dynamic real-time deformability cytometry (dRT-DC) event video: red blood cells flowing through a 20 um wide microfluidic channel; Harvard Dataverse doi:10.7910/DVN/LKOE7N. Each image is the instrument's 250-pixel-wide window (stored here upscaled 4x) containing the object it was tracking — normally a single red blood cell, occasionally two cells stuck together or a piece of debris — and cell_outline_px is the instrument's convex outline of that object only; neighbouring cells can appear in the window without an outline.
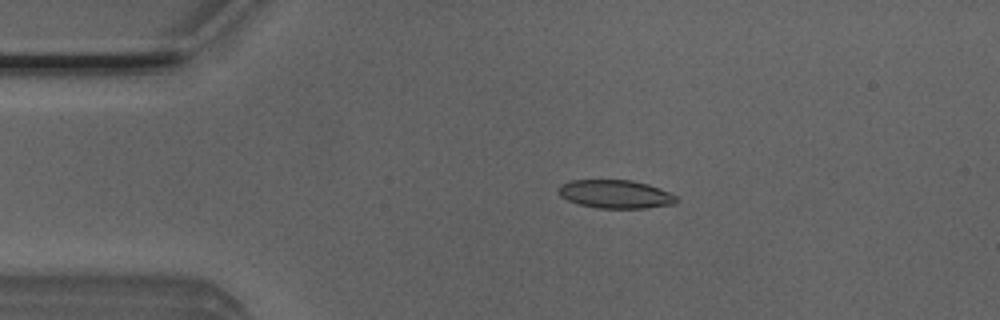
{"species": "Egyptian fruit bat (a non-hibernating species)", "species_latin": "Rousettus aegyptiacus", "temperature_condition": "room temperature", "stored_images_in_passage": 51, "camera_frame_rate_fps": 3000, "um_per_image_px": 0.085, "animal": {"sex": "male"}, "frame": {"image": 1, "passage_image": 10, "time_ms": 3.0, "image_size_px": [1000, 320], "cell_outline_px": [[680, 200], [676, 204], [644, 208], [596, 208], [580, 204], [568, 200], [560, 196], [556, 188], [560, 184], [568, 180], [632, 180], [648, 184], [660, 188], [676, 196]], "centroid_in_image_um": [52.31, 16.49], "position_along_channel_um": 32.7, "area_um2": 19.71}}
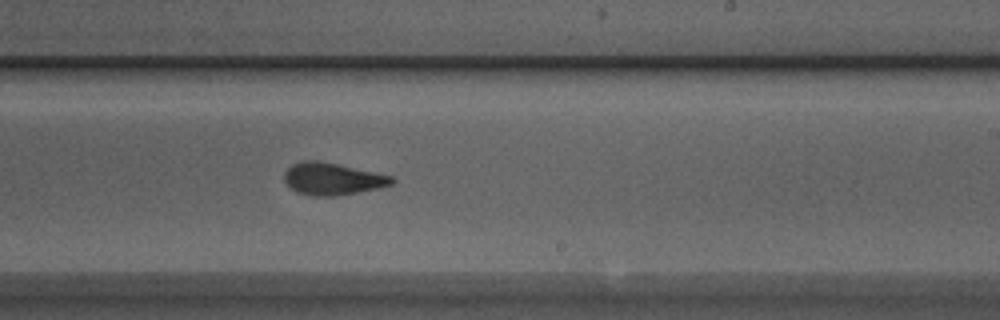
{"frame": {"image": 2, "passage_image": 30, "time_ms": 9.667, "image_size_px": [1000, 320], "cell_outline_px": [[396, 180], [392, 184], [376, 188], [336, 196], [312, 196], [296, 192], [284, 180], [284, 172], [292, 164], [300, 160], [320, 160], [392, 176]], "centroid_in_image_um": [28.22, 15.19], "position_along_channel_um": 260.8, "area_um2": 20.06}}
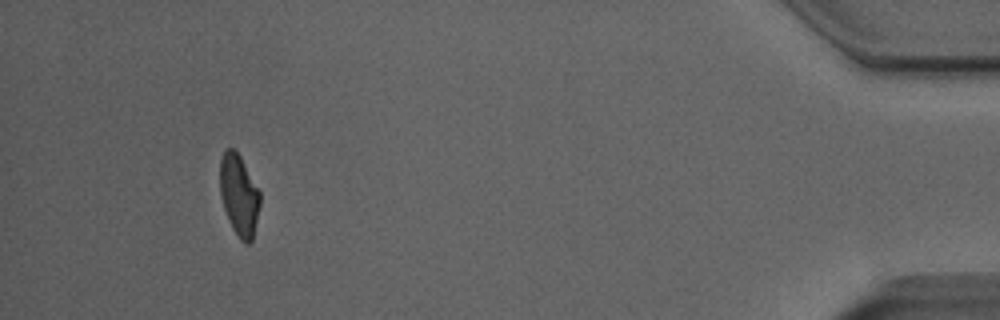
{"frame": {"image": 3, "passage_image": 47, "time_ms": 15.333, "image_size_px": [1000, 320], "cell_outline_px": [[260, 204], [252, 240], [248, 244], [244, 244], [240, 240], [232, 228], [224, 208], [220, 196], [220, 156], [224, 148], [232, 148], [240, 156], [260, 192]], "centroid_in_image_um": [20.3, 16.58], "position_along_channel_um": 414.9, "area_um2": 18.96}, "authors_computed_cell_mechanics": {"area_um2": 19.9988, "velocity_mm_per_s": 4.0147, "shape_relaxation_time_tau1_ms": 4.4165, "shape_relaxation_time_tau2_ms": 1.8412, "deformation_change_tau1": 0.145, "deformation_change_tau2": 0.0837}}